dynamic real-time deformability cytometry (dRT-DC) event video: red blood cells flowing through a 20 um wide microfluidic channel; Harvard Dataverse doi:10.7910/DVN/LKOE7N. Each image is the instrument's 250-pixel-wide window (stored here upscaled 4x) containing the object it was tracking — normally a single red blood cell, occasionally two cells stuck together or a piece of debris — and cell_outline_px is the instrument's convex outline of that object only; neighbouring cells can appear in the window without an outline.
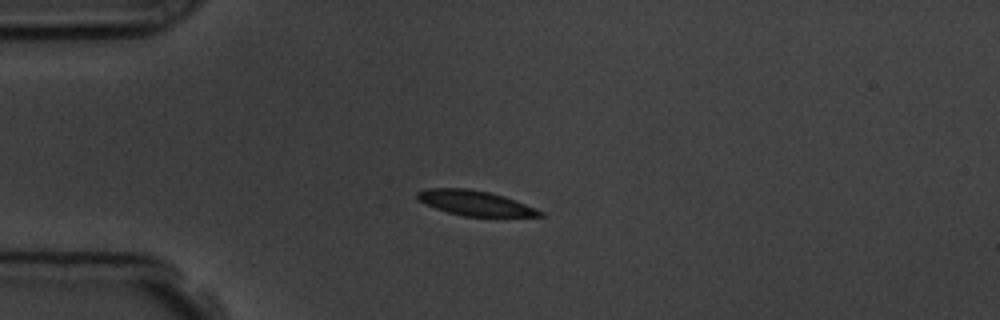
{"species": "common noctule bat (a hibernating species)", "species_latin": "Nyctalus noctula", "temperature_condition": "room temperature", "stored_images_in_passage": 4, "camera_frame_rate_fps": 3000, "um_per_image_px": 0.085, "animal": {"sex": "male", "body_mass_g": 19.5, "forearm_length_mm": 54.6}, "frame": {"image": 1, "passage_image": 3, "time_ms": 3.0, "image_size_px": [1000, 320], "cell_outline_px": [[544, 216], [464, 216], [448, 212], [424, 204], [416, 200], [416, 192], [424, 188], [468, 188], [488, 192], [504, 196], [536, 208], [544, 212]], "centroid_in_image_um": [40.33, 17.25], "position_along_channel_um": 44.7, "area_um2": 17.86}}